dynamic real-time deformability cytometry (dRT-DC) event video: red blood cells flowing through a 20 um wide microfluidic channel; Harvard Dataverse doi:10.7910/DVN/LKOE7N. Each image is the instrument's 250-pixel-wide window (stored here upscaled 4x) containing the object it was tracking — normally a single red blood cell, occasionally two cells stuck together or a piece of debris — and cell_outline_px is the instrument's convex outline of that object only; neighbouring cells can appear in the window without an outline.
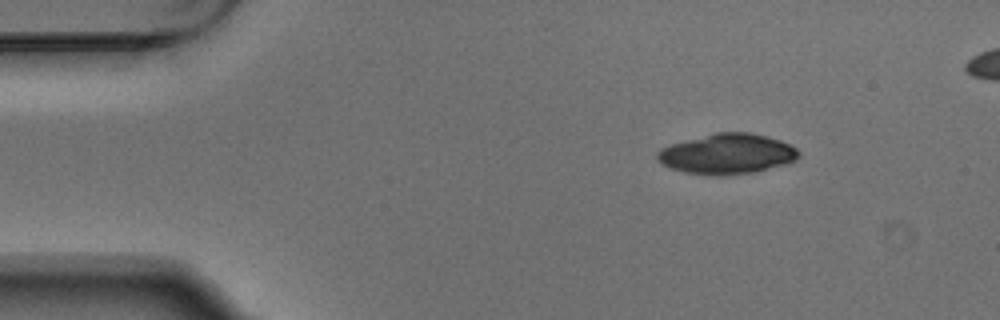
{"species": "Egyptian fruit bat (a non-hibernating species)", "species_latin": "Rousettus aegyptiacus", "temperature_condition": "warm", "stored_images_in_passage": 4, "camera_frame_rate_fps": 3000, "um_per_image_px": 0.085, "animal": {"sex": "male"}, "frame": {"image": 1, "passage_image": 1, "time_ms": 0.0, "image_size_px": [1000, 320], "cell_outline_px": [[800, 156], [796, 160], [788, 164], [756, 172], [720, 176], [716, 176], [684, 172], [668, 168], [660, 164], [656, 160], [656, 152], [660, 148], [672, 144], [716, 132], [748, 132], [768, 136], [780, 140], [796, 148], [800, 152]], "centroid_in_image_um": [61.81, 13.1], "position_along_channel_um": 23.2, "area_um2": 33.58}}